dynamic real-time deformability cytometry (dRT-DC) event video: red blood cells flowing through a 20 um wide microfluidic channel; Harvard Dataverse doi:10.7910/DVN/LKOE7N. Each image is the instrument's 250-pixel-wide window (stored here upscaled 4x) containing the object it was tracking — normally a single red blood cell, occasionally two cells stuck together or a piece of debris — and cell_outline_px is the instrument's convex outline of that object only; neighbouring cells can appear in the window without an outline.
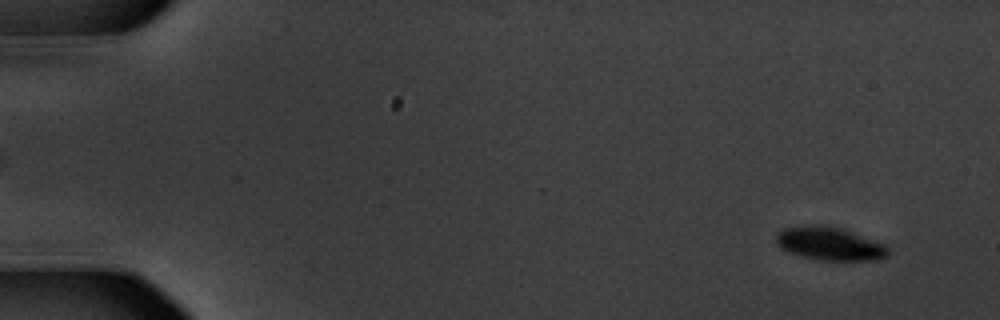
{"species": "common noctule bat (a hibernating species)", "species_latin": "Nyctalus noctula", "temperature_condition": "warm", "stored_images_in_passage": 57, "camera_frame_rate_fps": 3000, "um_per_image_px": 0.085, "animal": {"sex": "male", "body_mass_g": 20.1, "forearm_length_mm": 53.5}, "frame": {"image": 1, "passage_image": 4, "time_ms": 1.0, "image_size_px": [1000, 320], "cell_outline_px": [[888, 256], [880, 260], [820, 260], [804, 256], [780, 248], [776, 244], [776, 236], [784, 228], [812, 224], [816, 224], [840, 228], [852, 232], [884, 244], [888, 248]], "centroid_in_image_um": [70.53, 20.71], "position_along_channel_um": 14.5, "area_um2": 21.39}}
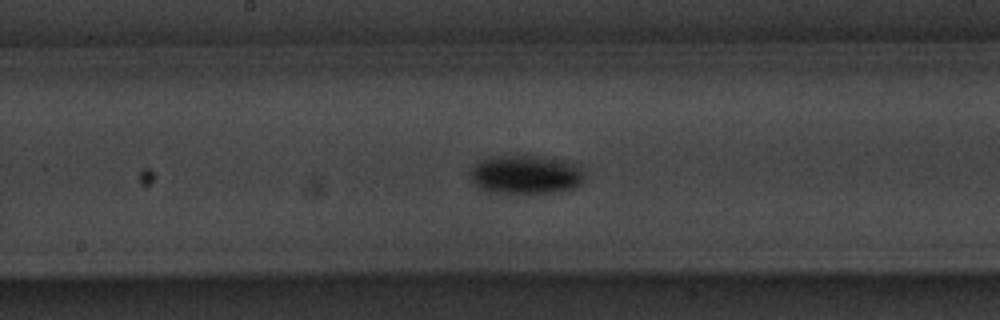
{"frame": {"image": 2, "passage_image": 31, "time_ms": 10.0, "image_size_px": [1000, 320], "cell_outline_px": [[584, 180], [580, 184], [572, 188], [560, 192], [492, 192], [480, 188], [468, 176], [468, 172], [476, 164], [492, 156], [516, 152], [544, 156], [560, 160], [580, 168], [584, 176]], "centroid_in_image_um": [44.64, 14.79], "position_along_channel_um": 203.6, "area_um2": 26.07}}
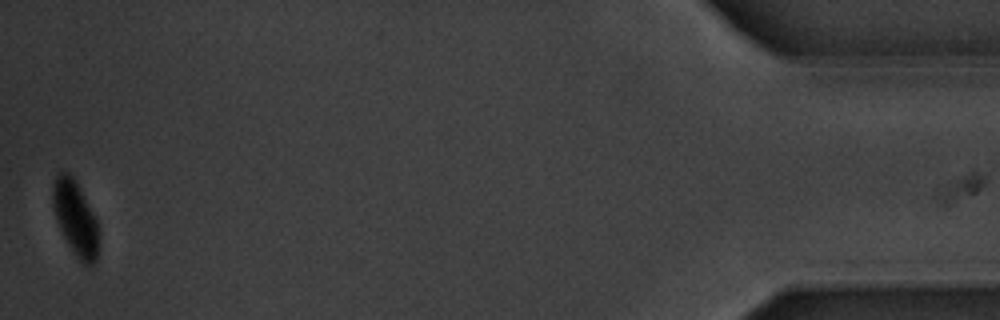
{"frame": {"image": 3, "passage_image": 57, "time_ms": 18.667, "image_size_px": [1000, 320], "cell_outline_px": [[100, 232], [96, 260], [92, 264], [84, 264], [72, 252], [56, 220], [52, 204], [52, 184], [56, 176], [60, 172], [68, 172], [72, 176], [92, 212], [96, 220]], "centroid_in_image_um": [6.4, 18.56], "position_along_channel_um": 428.8, "area_um2": 19.71}, "authors_computed_cell_mechanics": {"area_um2": 23.12, "velocity_mm_per_s": 3.5675, "shape_relaxation_time_tau1_ms": 1.6881, "shape_relaxation_time_tau2_ms": null, "deformation_change_tau1": 0.1254, "deformation_change_tau2": null}}